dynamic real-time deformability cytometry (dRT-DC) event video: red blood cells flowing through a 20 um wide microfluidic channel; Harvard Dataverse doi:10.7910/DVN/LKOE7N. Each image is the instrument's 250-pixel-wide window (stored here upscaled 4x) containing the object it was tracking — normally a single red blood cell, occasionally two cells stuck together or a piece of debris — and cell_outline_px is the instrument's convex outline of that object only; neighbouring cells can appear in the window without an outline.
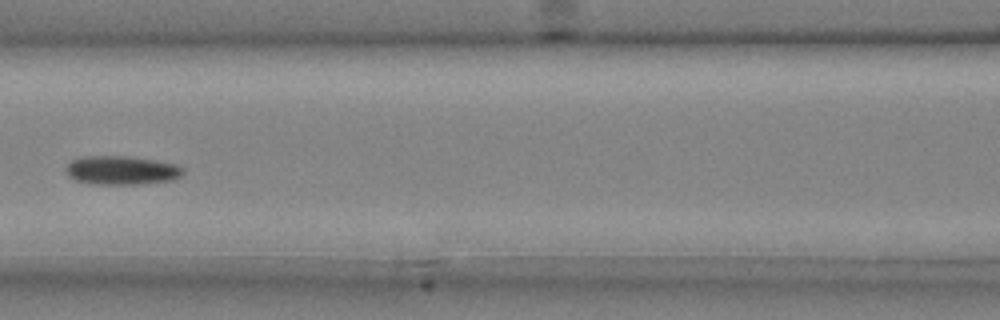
{"species": "common noctule bat (a hibernating species)", "species_latin": "Nyctalus noctula", "temperature_condition": "cold", "stored_images_in_passage": 7, "camera_frame_rate_fps": 3000, "um_per_image_px": 0.085, "animal": {"sex": "male", "body_mass_g": 20.4}, "frame": {"image": 1, "passage_image": 7, "time_ms": 2.0, "image_size_px": [1000, 320], "cell_outline_px": [[184, 172], [180, 176], [172, 180], [140, 184], [96, 184], [72, 180], [68, 176], [64, 168], [72, 160], [80, 156], [128, 156], [176, 164], [184, 168]], "centroid_in_image_um": [10.29, 14.47], "position_along_channel_um": 156.3, "area_um2": 19.77}}